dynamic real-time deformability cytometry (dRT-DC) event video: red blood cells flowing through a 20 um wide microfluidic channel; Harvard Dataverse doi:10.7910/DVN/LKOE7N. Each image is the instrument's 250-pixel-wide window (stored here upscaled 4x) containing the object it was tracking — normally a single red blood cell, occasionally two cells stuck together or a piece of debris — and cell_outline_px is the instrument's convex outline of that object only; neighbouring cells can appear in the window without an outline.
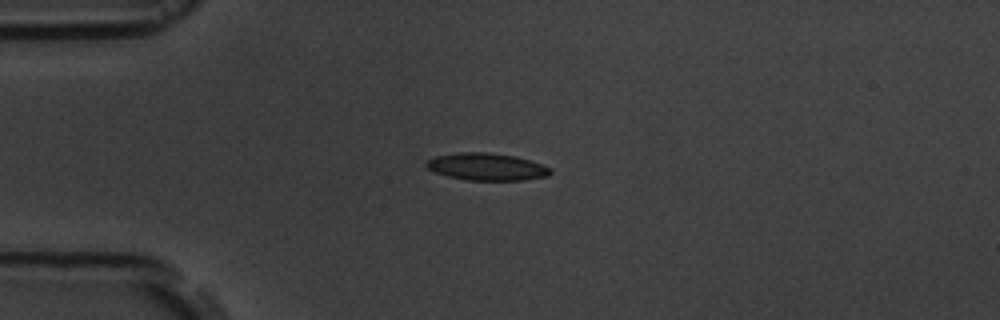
{"species": "common noctule bat (a hibernating species)", "species_latin": "Nyctalus noctula", "temperature_condition": "room temperature", "stored_images_in_passage": 5, "camera_frame_rate_fps": 3000, "um_per_image_px": 0.085, "animal": {"sex": "male", "body_mass_g": 19.5, "forearm_length_mm": 54.6}, "frame": {"image": 1, "passage_image": 3, "time_ms": 2.333, "image_size_px": [1000, 320], "cell_outline_px": [[552, 172], [548, 176], [524, 180], [468, 180], [448, 176], [436, 172], [428, 168], [424, 164], [428, 160], [436, 156], [460, 152], [488, 152], [516, 156], [552, 168]], "centroid_in_image_um": [41.39, 14.17], "position_along_channel_um": 43.6, "area_um2": 19.59}}
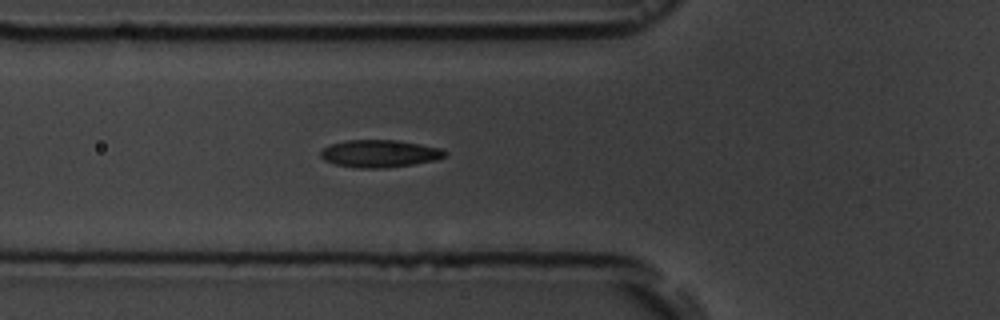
{"frame": {"image": 2, "passage_image": 5, "time_ms": 4.333, "image_size_px": [1000, 320], "cell_outline_px": [[448, 152], [444, 156], [436, 160], [412, 164], [384, 168], [360, 168], [336, 164], [324, 160], [320, 156], [320, 152], [324, 148], [332, 144], [344, 140], [400, 140], [440, 148]], "centroid_in_image_um": [32.27, 13.05], "position_along_channel_um": 93.5, "area_um2": 19.77}}